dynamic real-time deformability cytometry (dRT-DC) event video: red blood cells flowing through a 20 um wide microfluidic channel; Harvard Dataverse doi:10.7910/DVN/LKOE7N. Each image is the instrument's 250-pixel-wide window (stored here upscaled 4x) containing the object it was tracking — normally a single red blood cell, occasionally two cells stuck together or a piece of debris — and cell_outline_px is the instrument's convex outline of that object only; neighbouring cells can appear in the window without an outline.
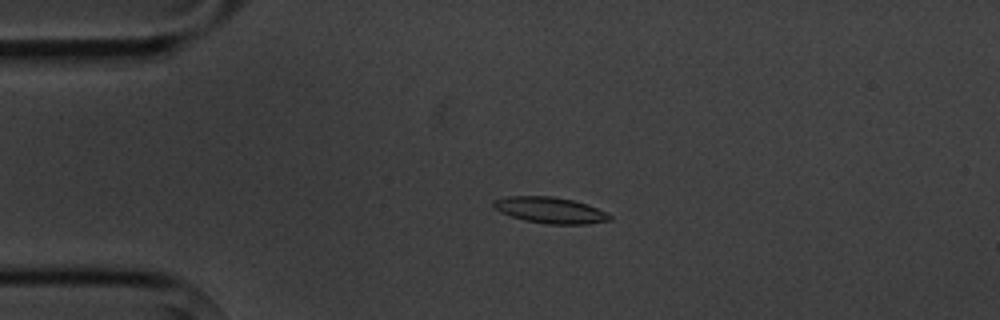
{"species": "common noctule bat (a hibernating species)", "species_latin": "Nyctalus noctula", "temperature_condition": "cold", "stored_images_in_passage": 5, "camera_frame_rate_fps": 3000, "um_per_image_px": 0.085, "animal": {"sex": "male", "body_mass_g": 20.1, "forearm_length_mm": 53.5}, "frame": {"image": 1, "passage_image": 4, "time_ms": 3.667, "image_size_px": [1000, 320], "cell_outline_px": [[612, 220], [588, 224], [548, 224], [524, 220], [500, 212], [492, 208], [492, 200], [508, 196], [552, 196], [572, 200], [588, 204], [612, 216]], "centroid_in_image_um": [46.73, 17.86], "position_along_channel_um": 38.3, "area_um2": 17.74}}